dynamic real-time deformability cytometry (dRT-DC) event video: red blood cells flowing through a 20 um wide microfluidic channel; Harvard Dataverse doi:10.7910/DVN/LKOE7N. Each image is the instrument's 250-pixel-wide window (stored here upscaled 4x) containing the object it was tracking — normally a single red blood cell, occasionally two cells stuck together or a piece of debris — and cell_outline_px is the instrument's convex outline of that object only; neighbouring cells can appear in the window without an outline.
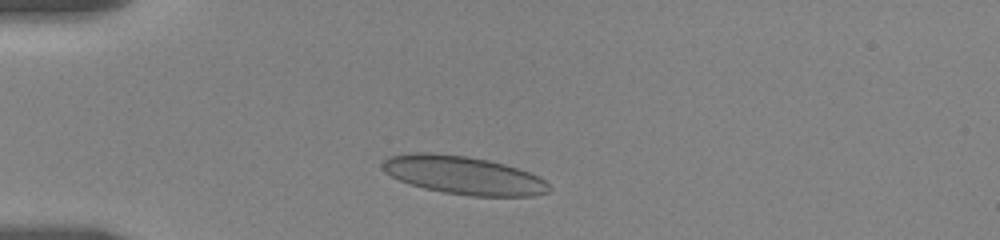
{"species": "human", "species_latin": "Homo sapiens", "temperature_condition": "room temperature", "stored_images_in_passage": 10, "camera_frame_rate_fps": 3000, "um_per_image_px": 0.085, "donor": {"sex": "female"}, "frame": {"image": 1, "passage_image": 2, "time_ms": 0.667, "image_size_px": [1000, 240], "cell_outline_px": [[552, 188], [548, 192], [536, 196], [472, 196], [444, 192], [424, 188], [400, 180], [384, 172], [380, 168], [380, 164], [388, 156], [412, 152], [428, 152], [468, 156], [488, 160], [504, 164], [540, 176]], "centroid_in_image_um": [39.38, 14.89], "position_along_channel_um": 45.6, "area_um2": 37.22}}
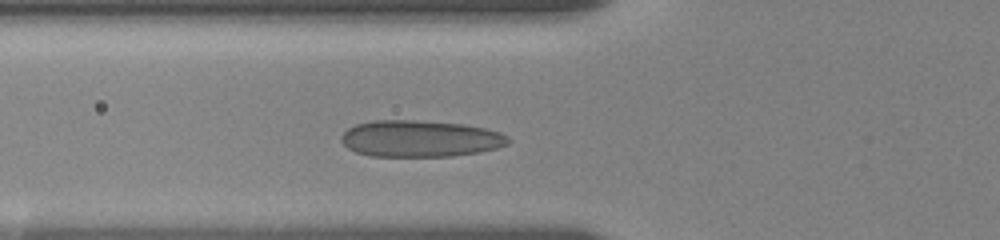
{"frame": {"image": 2, "passage_image": 7, "time_ms": 2.667, "image_size_px": [1000, 240], "cell_outline_px": [[508, 144], [496, 148], [480, 152], [452, 156], [372, 156], [356, 152], [348, 148], [340, 140], [340, 136], [348, 128], [356, 124], [372, 120], [416, 120], [464, 124], [484, 128], [500, 132], [508, 136]], "centroid_in_image_um": [35.69, 11.78], "position_along_channel_um": 90.1, "area_um2": 35.66}}
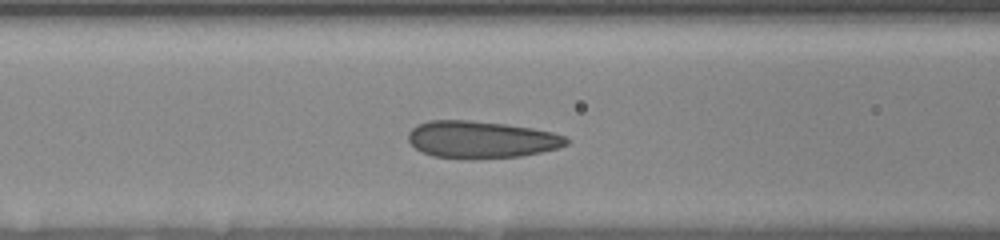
{"frame": {"image": 3, "passage_image": 9, "time_ms": 3.667, "image_size_px": [1000, 240], "cell_outline_px": [[568, 144], [556, 148], [540, 152], [520, 156], [432, 156], [416, 148], [408, 140], [408, 132], [416, 124], [428, 120], [468, 120], [504, 124], [532, 128], [552, 132], [564, 136], [568, 140]], "centroid_in_image_um": [40.88, 11.81], "position_along_channel_um": 125.7, "area_um2": 33.06}}